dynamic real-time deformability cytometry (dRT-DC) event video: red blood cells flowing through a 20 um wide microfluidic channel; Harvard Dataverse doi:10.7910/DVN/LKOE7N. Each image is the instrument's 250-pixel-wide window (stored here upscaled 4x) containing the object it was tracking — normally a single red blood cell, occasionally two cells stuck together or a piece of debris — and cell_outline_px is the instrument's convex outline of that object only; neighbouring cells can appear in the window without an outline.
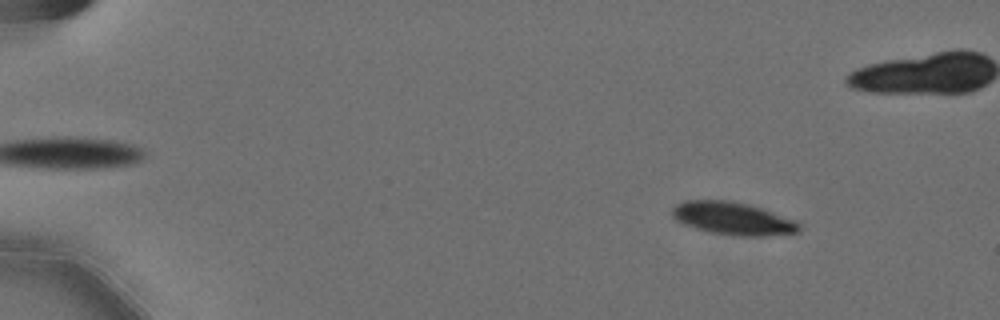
{"species": "Egyptian fruit bat (a non-hibernating species)", "species_latin": "Rousettus aegyptiacus", "temperature_condition": "cold", "stored_images_in_passage": 59, "camera_frame_rate_fps": 3000, "um_per_image_px": 0.085, "animal": {"sex": "female"}, "frame": {"image": 1, "passage_image": 8, "time_ms": 2.333, "image_size_px": [1000, 320], "cell_outline_px": [[800, 232], [768, 236], [748, 236], [708, 232], [684, 224], [676, 220], [672, 216], [672, 208], [676, 204], [684, 200], [732, 200], [752, 204], [792, 220], [800, 224]], "centroid_in_image_um": [62.27, 18.55], "position_along_channel_um": 22.7, "area_um2": 24.22}}
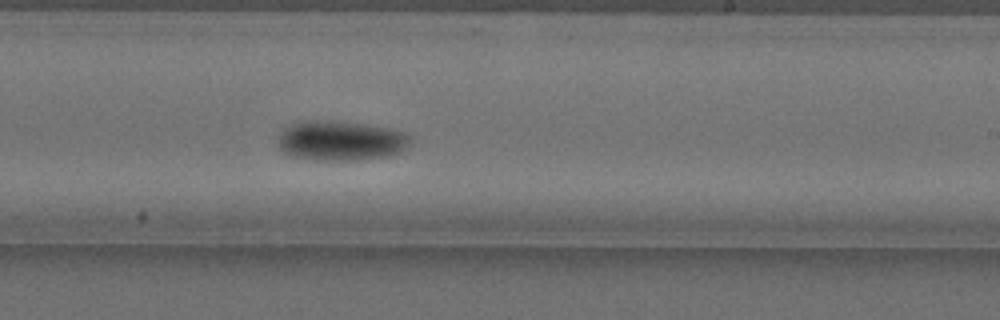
{"frame": {"image": 2, "passage_image": 37, "time_ms": 12.0, "image_size_px": [1000, 320], "cell_outline_px": [[412, 136], [408, 148], [400, 152], [388, 156], [352, 160], [316, 160], [292, 156], [284, 152], [280, 148], [276, 140], [284, 128], [292, 124], [308, 120], [332, 120], [392, 128], [408, 132]], "centroid_in_image_um": [29.0, 11.95], "position_along_channel_um": 260.0, "area_um2": 31.04}}
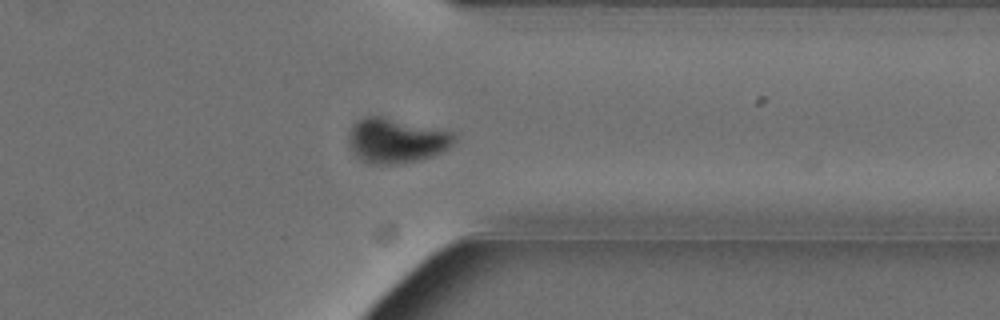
{"frame": {"image": 3, "passage_image": 47, "time_ms": 15.333, "image_size_px": [1000, 320], "cell_outline_px": [[456, 140], [448, 148], [432, 156], [416, 160], [396, 164], [376, 164], [360, 160], [352, 152], [348, 144], [348, 132], [352, 124], [356, 120], [364, 116], [380, 116], [452, 132], [456, 136]], "centroid_in_image_um": [33.61, 11.94], "position_along_channel_um": 377.8, "area_um2": 27.46}, "authors_computed_cell_mechanics": {"area_um2": 27.0504, "velocity_mm_per_s": 3.5731, "shape_relaxation_time_tau1_ms": 2.7347, "shape_relaxation_time_tau2_ms": null, "deformation_change_tau1": 0.1155, "deformation_change_tau2": null}}